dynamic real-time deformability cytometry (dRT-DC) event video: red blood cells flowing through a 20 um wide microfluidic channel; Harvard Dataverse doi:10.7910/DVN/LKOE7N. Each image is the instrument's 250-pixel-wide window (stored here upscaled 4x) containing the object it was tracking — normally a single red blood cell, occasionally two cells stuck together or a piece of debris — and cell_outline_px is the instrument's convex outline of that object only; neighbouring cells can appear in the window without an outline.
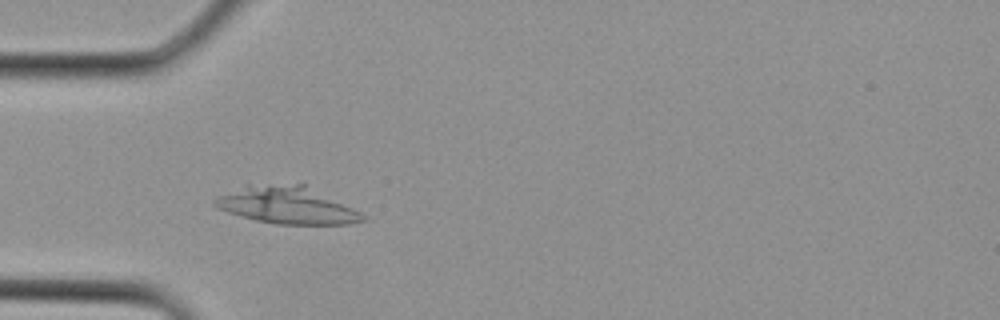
{"species": "Egyptian fruit bat (a non-hibernating species)", "species_latin": "Rousettus aegyptiacus", "temperature_condition": "cold", "stored_images_in_passage": 3, "camera_frame_rate_fps": 3000, "um_per_image_px": 0.085, "animal": {"sex": "female"}, "frame": {"image": 1, "passage_image": 3, "time_ms": 0.667, "image_size_px": [1000, 320], "cell_outline_px": [[368, 220], [348, 224], [280, 224], [256, 220], [240, 216], [216, 208], [212, 204], [212, 200], [220, 196], [248, 184], [304, 184], [360, 212]], "centroid_in_image_um": [24.37, 17.45], "position_along_channel_um": 60.6, "area_um2": 31.62}}